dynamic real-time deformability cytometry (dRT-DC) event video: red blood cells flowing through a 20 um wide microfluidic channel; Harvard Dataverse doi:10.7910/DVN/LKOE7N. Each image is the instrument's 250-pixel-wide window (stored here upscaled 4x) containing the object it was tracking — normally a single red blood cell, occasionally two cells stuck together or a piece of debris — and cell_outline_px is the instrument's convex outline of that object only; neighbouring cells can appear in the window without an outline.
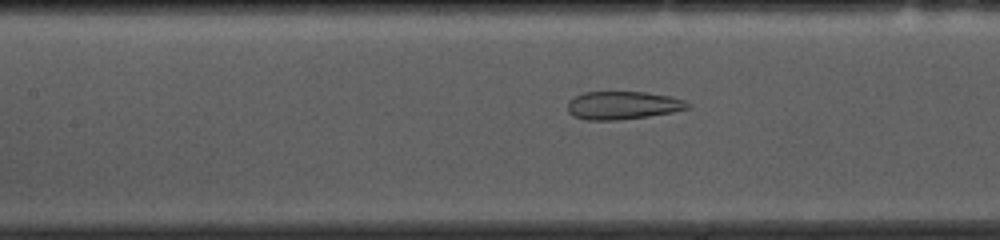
{"species": "common noctule bat (a hibernating species)", "species_latin": "Nyctalus noctula", "temperature_condition": "cold", "stored_images_in_passage": 53, "camera_frame_rate_fps": 3000, "um_per_image_px": 0.085, "animal": {"sex": "female", "body_mass_g": 10.0, "forearm_length_mm": 53.1}, "frame": {"image": 1, "passage_image": 22, "time_ms": 7.0, "image_size_px": [1000, 240], "cell_outline_px": [[692, 104], [688, 108], [672, 112], [648, 116], [616, 120], [584, 120], [572, 116], [568, 112], [568, 100], [584, 92], [644, 92], [672, 96], [684, 100]], "centroid_in_image_um": [52.93, 8.95], "position_along_channel_um": 154.5, "area_um2": 19.71}}
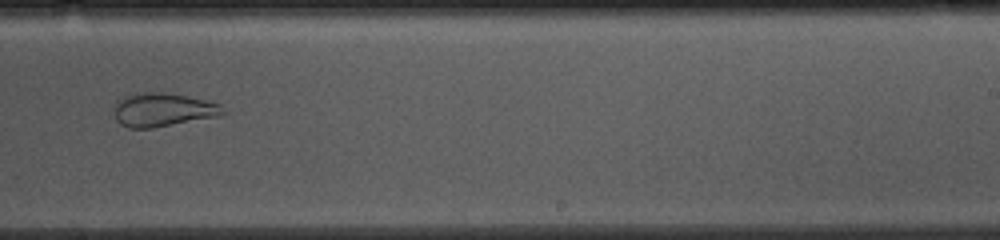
{"frame": {"image": 2, "passage_image": 32, "time_ms": 10.333, "image_size_px": [1000, 240], "cell_outline_px": [[228, 112], [220, 116], [152, 128], [128, 128], [120, 124], [116, 120], [116, 100], [124, 96], [136, 92], [164, 92], [188, 96], [220, 104]], "centroid_in_image_um": [13.86, 9.32], "position_along_channel_um": 275.1, "area_um2": 21.44}}
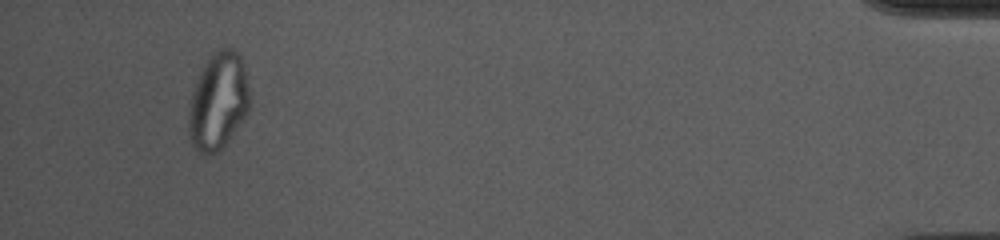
{"frame": {"image": 3, "passage_image": 50, "time_ms": 16.333, "image_size_px": [1000, 240], "cell_outline_px": [[248, 112], [228, 140], [216, 152], [200, 152], [192, 144], [188, 132], [188, 112], [192, 92], [196, 80], [204, 64], [212, 52], [220, 48], [232, 48], [240, 56], [244, 68], [248, 88]], "centroid_in_image_um": [18.52, 8.57], "position_along_channel_um": 416.7, "area_um2": 33.93}, "authors_computed_cell_mechanics": {"area_um2": 27.5706, "velocity_mm_per_s": 3.6317, "shape_relaxation_time_tau1_ms": null, "shape_relaxation_time_tau2_ms": 1.4811, "deformation_change_tau1": null, "deformation_change_tau2": 0.0871}}